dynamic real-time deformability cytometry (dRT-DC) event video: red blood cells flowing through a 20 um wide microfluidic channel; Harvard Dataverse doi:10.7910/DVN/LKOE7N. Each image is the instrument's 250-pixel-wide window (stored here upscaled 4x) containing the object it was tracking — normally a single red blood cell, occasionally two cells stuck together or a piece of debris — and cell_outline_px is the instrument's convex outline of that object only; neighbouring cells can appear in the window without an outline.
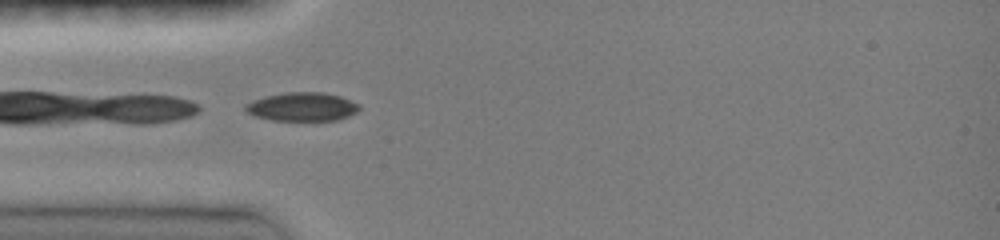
{"species": "common noctule bat (a hibernating species)", "species_latin": "Nyctalus noctula", "temperature_condition": "room temperature", "stored_images_in_passage": 21, "camera_frame_rate_fps": 3000, "um_per_image_px": 0.085, "animal": {"sex": "female", "body_mass_g": 19.0, "forearm_length_mm": 51.5}, "frame": {"image": 1, "passage_image": 1, "time_ms": 0.0, "image_size_px": [1000, 240], "cell_outline_px": [[360, 108], [356, 112], [348, 116], [336, 120], [272, 120], [256, 116], [248, 112], [244, 108], [244, 104], [252, 100], [264, 96], [284, 92], [324, 92], [340, 96], [360, 104]], "centroid_in_image_um": [25.67, 9.06], "position_along_channel_um": 59.3, "area_um2": 19.02}}